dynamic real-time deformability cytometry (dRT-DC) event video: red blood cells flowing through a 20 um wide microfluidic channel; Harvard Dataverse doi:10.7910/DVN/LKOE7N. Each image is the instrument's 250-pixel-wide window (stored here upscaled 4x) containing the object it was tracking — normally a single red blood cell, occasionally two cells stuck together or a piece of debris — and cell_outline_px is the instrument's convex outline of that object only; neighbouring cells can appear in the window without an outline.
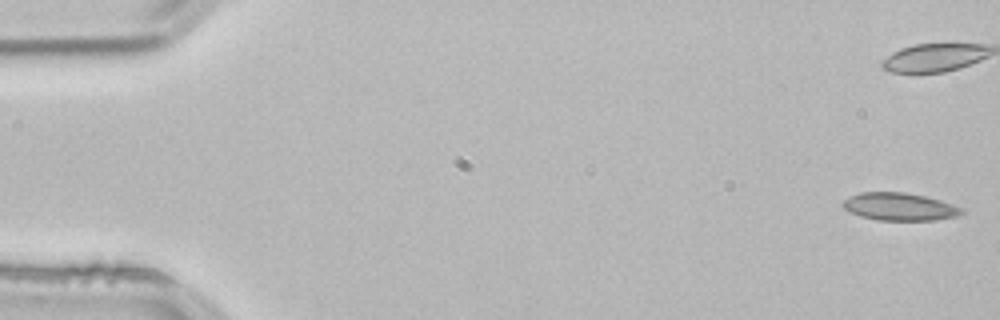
{"species": "common noctule bat (a hibernating species)", "species_latin": "Nyctalus noctula", "temperature_condition": "room temperature", "stored_images_in_passage": 53, "camera_frame_rate_fps": 3000, "um_per_image_px": 0.085, "animal": {"sex": "male", "body_mass_g": 21.5, "forearm_length_mm": 52.0}, "frame": {"image": 1, "passage_image": 1, "time_ms": 0.0, "image_size_px": [1000, 320], "cell_outline_px": [[964, 212], [956, 216], [936, 220], [876, 220], [860, 216], [844, 208], [840, 204], [844, 200], [860, 192], [904, 192], [924, 196], [940, 200], [964, 208]], "centroid_in_image_um": [76.47, 17.57], "position_along_channel_um": 8.5, "area_um2": 19.07}, "authors_computed_cell_mechanics": {"area_um2": 18.7272, "velocity_mm_per_s": 3.8502, "shape_relaxation_time_tau1_ms": null, "shape_relaxation_time_tau2_ms": 2.4848, "deformation_change_tau1": null, "deformation_change_tau2": 0.0923}}